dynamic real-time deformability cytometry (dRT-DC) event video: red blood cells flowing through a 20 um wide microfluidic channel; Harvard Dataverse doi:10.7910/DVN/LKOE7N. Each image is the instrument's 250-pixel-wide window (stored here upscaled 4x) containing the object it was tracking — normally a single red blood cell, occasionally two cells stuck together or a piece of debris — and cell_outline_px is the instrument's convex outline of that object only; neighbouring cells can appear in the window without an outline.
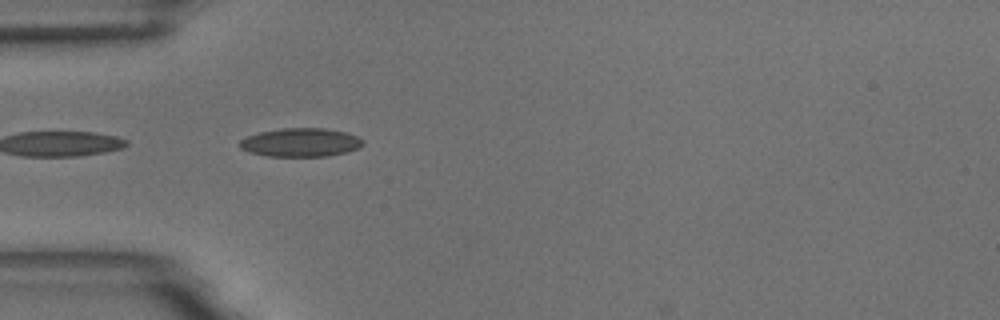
{"species": "common noctule bat (a hibernating species)", "species_latin": "Nyctalus noctula", "temperature_condition": "room temperature", "stored_images_in_passage": 2, "camera_frame_rate_fps": 3000, "um_per_image_px": 0.085, "animal": {"sex": "male", "body_mass_g": 18.8}, "frame": {"image": 1, "passage_image": 1, "time_ms": 0.0, "image_size_px": [1000, 320], "cell_outline_px": [[364, 144], [360, 148], [348, 152], [328, 156], [268, 156], [248, 152], [240, 148], [240, 140], [248, 136], [260, 132], [280, 128], [324, 128], [344, 132], [360, 136], [364, 140]], "centroid_in_image_um": [25.6, 12.11], "position_along_channel_um": 59.4, "area_um2": 20.69}}